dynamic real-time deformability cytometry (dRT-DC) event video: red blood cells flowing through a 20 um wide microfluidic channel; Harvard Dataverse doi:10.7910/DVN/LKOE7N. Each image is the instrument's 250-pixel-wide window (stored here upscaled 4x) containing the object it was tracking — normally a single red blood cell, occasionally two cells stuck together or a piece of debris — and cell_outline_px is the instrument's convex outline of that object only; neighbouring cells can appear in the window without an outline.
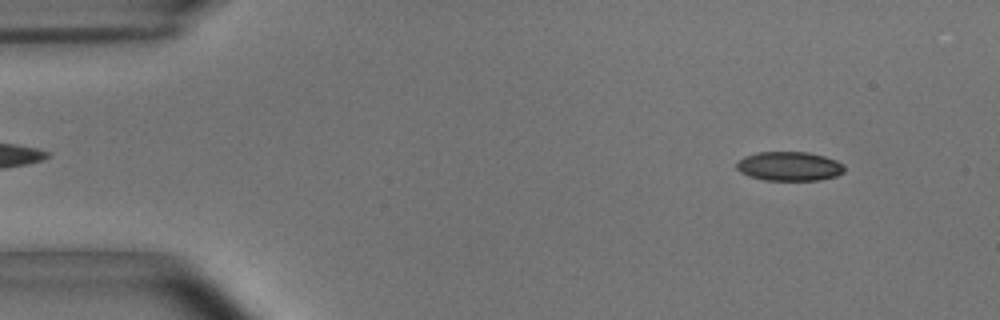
{"species": "common noctule bat (a hibernating species)", "species_latin": "Nyctalus noctula", "temperature_condition": "room temperature", "stored_images_in_passage": 53, "camera_frame_rate_fps": 3000, "um_per_image_px": 0.085, "animal": {"sex": "male", "body_mass_g": 15.6}, "frame": {"image": 1, "passage_image": 5, "time_ms": 1.333, "image_size_px": [1000, 320], "cell_outline_px": [[844, 172], [836, 176], [820, 180], [764, 180], [748, 176], [740, 172], [736, 168], [736, 164], [744, 156], [756, 152], [808, 152], [824, 156], [836, 160], [844, 164]], "centroid_in_image_um": [67.09, 14.13], "position_along_channel_um": 17.9, "area_um2": 18.44}}
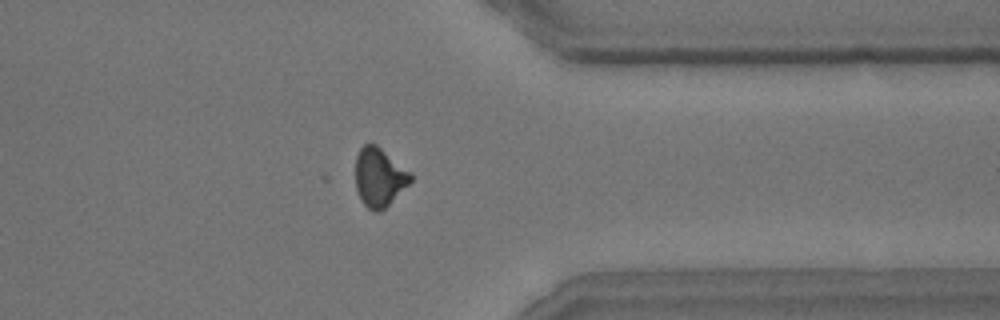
{"frame": {"image": 2, "passage_image": 42, "time_ms": 13.667, "image_size_px": [1000, 320], "cell_outline_px": [[412, 180], [380, 212], [372, 212], [360, 200], [356, 188], [356, 156], [360, 148], [364, 144], [376, 144], [412, 172]], "centroid_in_image_um": [32.23, 15.06], "position_along_channel_um": 379.2, "area_um2": 18.84}}
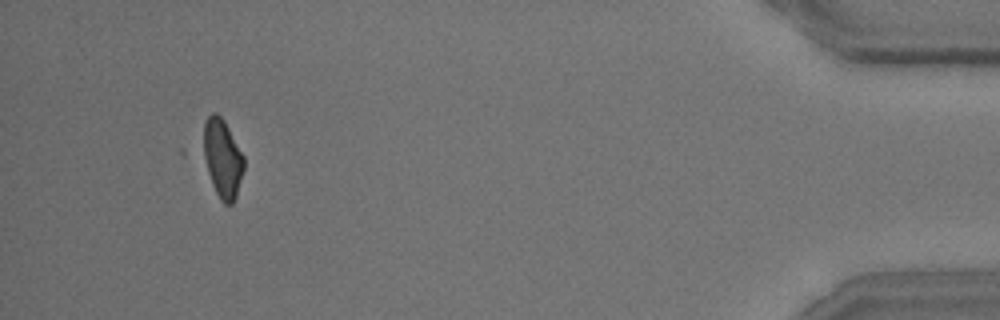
{"frame": {"image": 3, "passage_image": 50, "time_ms": 16.333, "image_size_px": [1000, 320], "cell_outline_px": [[244, 168], [236, 196], [232, 204], [224, 204], [220, 200], [196, 152], [204, 120], [212, 112], [216, 112], [224, 120], [244, 156]], "centroid_in_image_um": [18.77, 13.4], "position_along_channel_um": 416.4, "area_um2": 20.0}, "authors_computed_cell_mechanics": {"area_um2": 19.3052, "velocity_mm_per_s": 3.6947, "shape_relaxation_time_tau1_ms": 6.4725, "shape_relaxation_time_tau2_ms": 6.6083, "deformation_change_tau1": 0.1726, "deformation_change_tau2": 0.1365}}